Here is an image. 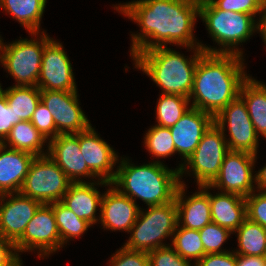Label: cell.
Masks as SVG:
<instances>
[{"instance_id": "obj_1", "label": "cell", "mask_w": 266, "mask_h": 266, "mask_svg": "<svg viewBox=\"0 0 266 266\" xmlns=\"http://www.w3.org/2000/svg\"><path fill=\"white\" fill-rule=\"evenodd\" d=\"M200 0H137L118 4L115 10L141 26V33L131 34L130 55L148 49L177 44L194 49L203 46L194 38V24L199 17ZM153 39V40H152Z\"/></svg>"}, {"instance_id": "obj_2", "label": "cell", "mask_w": 266, "mask_h": 266, "mask_svg": "<svg viewBox=\"0 0 266 266\" xmlns=\"http://www.w3.org/2000/svg\"><path fill=\"white\" fill-rule=\"evenodd\" d=\"M243 59L237 54L204 52L195 70L190 106L215 117L236 99L243 82L249 77L244 72Z\"/></svg>"}, {"instance_id": "obj_3", "label": "cell", "mask_w": 266, "mask_h": 266, "mask_svg": "<svg viewBox=\"0 0 266 266\" xmlns=\"http://www.w3.org/2000/svg\"><path fill=\"white\" fill-rule=\"evenodd\" d=\"M117 167L111 184L134 202L139 198L149 207L174 200L181 180L177 169H169L161 161L135 166L126 157H121Z\"/></svg>"}, {"instance_id": "obj_4", "label": "cell", "mask_w": 266, "mask_h": 266, "mask_svg": "<svg viewBox=\"0 0 266 266\" xmlns=\"http://www.w3.org/2000/svg\"><path fill=\"white\" fill-rule=\"evenodd\" d=\"M193 51L194 55L188 60L167 46H158L139 52L132 60L135 68L142 70L161 87L162 94L189 98L198 60L204 53L201 47H194Z\"/></svg>"}, {"instance_id": "obj_5", "label": "cell", "mask_w": 266, "mask_h": 266, "mask_svg": "<svg viewBox=\"0 0 266 266\" xmlns=\"http://www.w3.org/2000/svg\"><path fill=\"white\" fill-rule=\"evenodd\" d=\"M199 17L205 22L212 39L222 47L215 49L203 45L202 49L207 53L237 54L243 57L242 50L237 46L246 42L258 28L253 15L220 10L211 0H200Z\"/></svg>"}, {"instance_id": "obj_6", "label": "cell", "mask_w": 266, "mask_h": 266, "mask_svg": "<svg viewBox=\"0 0 266 266\" xmlns=\"http://www.w3.org/2000/svg\"><path fill=\"white\" fill-rule=\"evenodd\" d=\"M178 225V209L175 199L167 204L140 209L138 218L130 229L129 240L124 247L130 250L149 252L166 247L163 239L173 236Z\"/></svg>"}, {"instance_id": "obj_7", "label": "cell", "mask_w": 266, "mask_h": 266, "mask_svg": "<svg viewBox=\"0 0 266 266\" xmlns=\"http://www.w3.org/2000/svg\"><path fill=\"white\" fill-rule=\"evenodd\" d=\"M41 33L37 40L21 38L8 45L0 36V62L17 86H37L44 45L51 39L44 31Z\"/></svg>"}, {"instance_id": "obj_8", "label": "cell", "mask_w": 266, "mask_h": 266, "mask_svg": "<svg viewBox=\"0 0 266 266\" xmlns=\"http://www.w3.org/2000/svg\"><path fill=\"white\" fill-rule=\"evenodd\" d=\"M225 133L213 123L204 133L190 157L178 168L179 178L191 168L198 186L210 185L219 175L226 153L229 151ZM185 164V165H184Z\"/></svg>"}, {"instance_id": "obj_9", "label": "cell", "mask_w": 266, "mask_h": 266, "mask_svg": "<svg viewBox=\"0 0 266 266\" xmlns=\"http://www.w3.org/2000/svg\"><path fill=\"white\" fill-rule=\"evenodd\" d=\"M72 182L64 171L47 155L32 161L20 193L41 204L59 202Z\"/></svg>"}, {"instance_id": "obj_10", "label": "cell", "mask_w": 266, "mask_h": 266, "mask_svg": "<svg viewBox=\"0 0 266 266\" xmlns=\"http://www.w3.org/2000/svg\"><path fill=\"white\" fill-rule=\"evenodd\" d=\"M214 123L224 132L228 124L229 137L226 138L228 149L244 151L257 156L258 139L247 107L238 96L225 106L215 117Z\"/></svg>"}, {"instance_id": "obj_11", "label": "cell", "mask_w": 266, "mask_h": 266, "mask_svg": "<svg viewBox=\"0 0 266 266\" xmlns=\"http://www.w3.org/2000/svg\"><path fill=\"white\" fill-rule=\"evenodd\" d=\"M62 247L52 204H41L23 236L15 243L17 253L38 249L39 258L48 256Z\"/></svg>"}, {"instance_id": "obj_12", "label": "cell", "mask_w": 266, "mask_h": 266, "mask_svg": "<svg viewBox=\"0 0 266 266\" xmlns=\"http://www.w3.org/2000/svg\"><path fill=\"white\" fill-rule=\"evenodd\" d=\"M256 155L244 151L229 150L222 162L219 175L210 184V188H218L221 192L235 193L247 197L256 188L253 175ZM254 180V181H253Z\"/></svg>"}, {"instance_id": "obj_13", "label": "cell", "mask_w": 266, "mask_h": 266, "mask_svg": "<svg viewBox=\"0 0 266 266\" xmlns=\"http://www.w3.org/2000/svg\"><path fill=\"white\" fill-rule=\"evenodd\" d=\"M41 101L50 111L59 134H77L91 124L80 108L77 91L41 90Z\"/></svg>"}, {"instance_id": "obj_14", "label": "cell", "mask_w": 266, "mask_h": 266, "mask_svg": "<svg viewBox=\"0 0 266 266\" xmlns=\"http://www.w3.org/2000/svg\"><path fill=\"white\" fill-rule=\"evenodd\" d=\"M37 87L40 90L77 91L70 60L62 44L52 38L44 45Z\"/></svg>"}, {"instance_id": "obj_15", "label": "cell", "mask_w": 266, "mask_h": 266, "mask_svg": "<svg viewBox=\"0 0 266 266\" xmlns=\"http://www.w3.org/2000/svg\"><path fill=\"white\" fill-rule=\"evenodd\" d=\"M9 199H6L8 198ZM5 200H7L5 202ZM41 203L19 193L0 196V236L14 244L23 236L27 224Z\"/></svg>"}, {"instance_id": "obj_16", "label": "cell", "mask_w": 266, "mask_h": 266, "mask_svg": "<svg viewBox=\"0 0 266 266\" xmlns=\"http://www.w3.org/2000/svg\"><path fill=\"white\" fill-rule=\"evenodd\" d=\"M47 147L48 156L64 171L72 183L86 182L80 178L82 176L96 177L81 154L79 133L59 134L49 140Z\"/></svg>"}, {"instance_id": "obj_17", "label": "cell", "mask_w": 266, "mask_h": 266, "mask_svg": "<svg viewBox=\"0 0 266 266\" xmlns=\"http://www.w3.org/2000/svg\"><path fill=\"white\" fill-rule=\"evenodd\" d=\"M79 145L88 168L101 180L111 183L116 176L114 165L119 161L114 149L98 136L92 125L79 132Z\"/></svg>"}, {"instance_id": "obj_18", "label": "cell", "mask_w": 266, "mask_h": 266, "mask_svg": "<svg viewBox=\"0 0 266 266\" xmlns=\"http://www.w3.org/2000/svg\"><path fill=\"white\" fill-rule=\"evenodd\" d=\"M213 123L214 117L211 114L190 106L179 121L169 127L175 150L183 157L184 162L195 151L204 133Z\"/></svg>"}, {"instance_id": "obj_19", "label": "cell", "mask_w": 266, "mask_h": 266, "mask_svg": "<svg viewBox=\"0 0 266 266\" xmlns=\"http://www.w3.org/2000/svg\"><path fill=\"white\" fill-rule=\"evenodd\" d=\"M107 192L103 193L99 220L103 228L112 231L129 232L136 222L140 209L127 195L122 194L110 183Z\"/></svg>"}, {"instance_id": "obj_20", "label": "cell", "mask_w": 266, "mask_h": 266, "mask_svg": "<svg viewBox=\"0 0 266 266\" xmlns=\"http://www.w3.org/2000/svg\"><path fill=\"white\" fill-rule=\"evenodd\" d=\"M185 187V183L180 180L174 198L178 209V224L187 229L200 230L212 222L208 192L210 185L199 186L200 191L188 198L184 195Z\"/></svg>"}, {"instance_id": "obj_21", "label": "cell", "mask_w": 266, "mask_h": 266, "mask_svg": "<svg viewBox=\"0 0 266 266\" xmlns=\"http://www.w3.org/2000/svg\"><path fill=\"white\" fill-rule=\"evenodd\" d=\"M96 182L71 183L68 191L61 200V202L74 212L76 216L86 220L90 225L99 221L95 213L97 208L99 207L100 209L101 207L103 196L95 185H110V182L101 180L100 178Z\"/></svg>"}, {"instance_id": "obj_22", "label": "cell", "mask_w": 266, "mask_h": 266, "mask_svg": "<svg viewBox=\"0 0 266 266\" xmlns=\"http://www.w3.org/2000/svg\"><path fill=\"white\" fill-rule=\"evenodd\" d=\"M36 156L0 145V194L19 193Z\"/></svg>"}, {"instance_id": "obj_23", "label": "cell", "mask_w": 266, "mask_h": 266, "mask_svg": "<svg viewBox=\"0 0 266 266\" xmlns=\"http://www.w3.org/2000/svg\"><path fill=\"white\" fill-rule=\"evenodd\" d=\"M212 222L235 232L247 218L245 197L235 194L220 192L209 193Z\"/></svg>"}, {"instance_id": "obj_24", "label": "cell", "mask_w": 266, "mask_h": 266, "mask_svg": "<svg viewBox=\"0 0 266 266\" xmlns=\"http://www.w3.org/2000/svg\"><path fill=\"white\" fill-rule=\"evenodd\" d=\"M239 96L246 104L257 136L266 138V85L249 76L243 82Z\"/></svg>"}, {"instance_id": "obj_25", "label": "cell", "mask_w": 266, "mask_h": 266, "mask_svg": "<svg viewBox=\"0 0 266 266\" xmlns=\"http://www.w3.org/2000/svg\"><path fill=\"white\" fill-rule=\"evenodd\" d=\"M47 0H0V8L11 14L29 34L40 33V21Z\"/></svg>"}, {"instance_id": "obj_26", "label": "cell", "mask_w": 266, "mask_h": 266, "mask_svg": "<svg viewBox=\"0 0 266 266\" xmlns=\"http://www.w3.org/2000/svg\"><path fill=\"white\" fill-rule=\"evenodd\" d=\"M46 142L47 139L30 121H21L11 128L10 133L2 144L12 149L28 152L37 157L48 154L42 150Z\"/></svg>"}, {"instance_id": "obj_27", "label": "cell", "mask_w": 266, "mask_h": 266, "mask_svg": "<svg viewBox=\"0 0 266 266\" xmlns=\"http://www.w3.org/2000/svg\"><path fill=\"white\" fill-rule=\"evenodd\" d=\"M8 105L15 113V125L21 121H30L39 102L41 101V90L37 86H11L3 90Z\"/></svg>"}, {"instance_id": "obj_28", "label": "cell", "mask_w": 266, "mask_h": 266, "mask_svg": "<svg viewBox=\"0 0 266 266\" xmlns=\"http://www.w3.org/2000/svg\"><path fill=\"white\" fill-rule=\"evenodd\" d=\"M237 232L238 248L235 254L264 256L266 254V229L246 218Z\"/></svg>"}, {"instance_id": "obj_29", "label": "cell", "mask_w": 266, "mask_h": 266, "mask_svg": "<svg viewBox=\"0 0 266 266\" xmlns=\"http://www.w3.org/2000/svg\"><path fill=\"white\" fill-rule=\"evenodd\" d=\"M52 208L62 247L68 242V240L80 237L91 227L86 220L80 219L76 216V214L67 208L61 201L53 202Z\"/></svg>"}, {"instance_id": "obj_30", "label": "cell", "mask_w": 266, "mask_h": 266, "mask_svg": "<svg viewBox=\"0 0 266 266\" xmlns=\"http://www.w3.org/2000/svg\"><path fill=\"white\" fill-rule=\"evenodd\" d=\"M189 98L177 94H161L156 105L157 125L171 127L188 111Z\"/></svg>"}, {"instance_id": "obj_31", "label": "cell", "mask_w": 266, "mask_h": 266, "mask_svg": "<svg viewBox=\"0 0 266 266\" xmlns=\"http://www.w3.org/2000/svg\"><path fill=\"white\" fill-rule=\"evenodd\" d=\"M172 238V248L185 260L194 259V265L206 254L199 230L187 229L178 224Z\"/></svg>"}, {"instance_id": "obj_32", "label": "cell", "mask_w": 266, "mask_h": 266, "mask_svg": "<svg viewBox=\"0 0 266 266\" xmlns=\"http://www.w3.org/2000/svg\"><path fill=\"white\" fill-rule=\"evenodd\" d=\"M144 144L152 156L165 158L176 153L171 131L167 127L154 125L148 129Z\"/></svg>"}, {"instance_id": "obj_33", "label": "cell", "mask_w": 266, "mask_h": 266, "mask_svg": "<svg viewBox=\"0 0 266 266\" xmlns=\"http://www.w3.org/2000/svg\"><path fill=\"white\" fill-rule=\"evenodd\" d=\"M199 234L206 254L228 252V250H222L221 246L232 234L230 230L211 222L200 229Z\"/></svg>"}, {"instance_id": "obj_34", "label": "cell", "mask_w": 266, "mask_h": 266, "mask_svg": "<svg viewBox=\"0 0 266 266\" xmlns=\"http://www.w3.org/2000/svg\"><path fill=\"white\" fill-rule=\"evenodd\" d=\"M30 122L48 141L58 136L53 117L42 101L39 102Z\"/></svg>"}, {"instance_id": "obj_35", "label": "cell", "mask_w": 266, "mask_h": 266, "mask_svg": "<svg viewBox=\"0 0 266 266\" xmlns=\"http://www.w3.org/2000/svg\"><path fill=\"white\" fill-rule=\"evenodd\" d=\"M148 255L150 266H191L192 264L182 258L171 245L149 251Z\"/></svg>"}, {"instance_id": "obj_36", "label": "cell", "mask_w": 266, "mask_h": 266, "mask_svg": "<svg viewBox=\"0 0 266 266\" xmlns=\"http://www.w3.org/2000/svg\"><path fill=\"white\" fill-rule=\"evenodd\" d=\"M245 201L247 218L266 229V191L252 192Z\"/></svg>"}, {"instance_id": "obj_37", "label": "cell", "mask_w": 266, "mask_h": 266, "mask_svg": "<svg viewBox=\"0 0 266 266\" xmlns=\"http://www.w3.org/2000/svg\"><path fill=\"white\" fill-rule=\"evenodd\" d=\"M111 266H150L148 252L120 248L110 258Z\"/></svg>"}, {"instance_id": "obj_38", "label": "cell", "mask_w": 266, "mask_h": 266, "mask_svg": "<svg viewBox=\"0 0 266 266\" xmlns=\"http://www.w3.org/2000/svg\"><path fill=\"white\" fill-rule=\"evenodd\" d=\"M220 10L233 11L237 13H247L253 15L260 14L264 0H211Z\"/></svg>"}, {"instance_id": "obj_39", "label": "cell", "mask_w": 266, "mask_h": 266, "mask_svg": "<svg viewBox=\"0 0 266 266\" xmlns=\"http://www.w3.org/2000/svg\"><path fill=\"white\" fill-rule=\"evenodd\" d=\"M15 125V113L8 105L5 93L0 89V142L2 143Z\"/></svg>"}, {"instance_id": "obj_40", "label": "cell", "mask_w": 266, "mask_h": 266, "mask_svg": "<svg viewBox=\"0 0 266 266\" xmlns=\"http://www.w3.org/2000/svg\"><path fill=\"white\" fill-rule=\"evenodd\" d=\"M22 264L15 244L0 236V266H22Z\"/></svg>"}, {"instance_id": "obj_41", "label": "cell", "mask_w": 266, "mask_h": 266, "mask_svg": "<svg viewBox=\"0 0 266 266\" xmlns=\"http://www.w3.org/2000/svg\"><path fill=\"white\" fill-rule=\"evenodd\" d=\"M194 266H236V254L230 251L205 254Z\"/></svg>"}, {"instance_id": "obj_42", "label": "cell", "mask_w": 266, "mask_h": 266, "mask_svg": "<svg viewBox=\"0 0 266 266\" xmlns=\"http://www.w3.org/2000/svg\"><path fill=\"white\" fill-rule=\"evenodd\" d=\"M236 266H265L263 256L236 254Z\"/></svg>"}, {"instance_id": "obj_43", "label": "cell", "mask_w": 266, "mask_h": 266, "mask_svg": "<svg viewBox=\"0 0 266 266\" xmlns=\"http://www.w3.org/2000/svg\"><path fill=\"white\" fill-rule=\"evenodd\" d=\"M257 22V30L260 32L262 39L264 40L263 42H265L264 44L266 45V0H264L263 7L260 12V19Z\"/></svg>"}, {"instance_id": "obj_44", "label": "cell", "mask_w": 266, "mask_h": 266, "mask_svg": "<svg viewBox=\"0 0 266 266\" xmlns=\"http://www.w3.org/2000/svg\"><path fill=\"white\" fill-rule=\"evenodd\" d=\"M257 191H266V165L260 169L256 174Z\"/></svg>"}, {"instance_id": "obj_45", "label": "cell", "mask_w": 266, "mask_h": 266, "mask_svg": "<svg viewBox=\"0 0 266 266\" xmlns=\"http://www.w3.org/2000/svg\"><path fill=\"white\" fill-rule=\"evenodd\" d=\"M263 260H264V263H265V266H266V254L263 256Z\"/></svg>"}]
</instances>
